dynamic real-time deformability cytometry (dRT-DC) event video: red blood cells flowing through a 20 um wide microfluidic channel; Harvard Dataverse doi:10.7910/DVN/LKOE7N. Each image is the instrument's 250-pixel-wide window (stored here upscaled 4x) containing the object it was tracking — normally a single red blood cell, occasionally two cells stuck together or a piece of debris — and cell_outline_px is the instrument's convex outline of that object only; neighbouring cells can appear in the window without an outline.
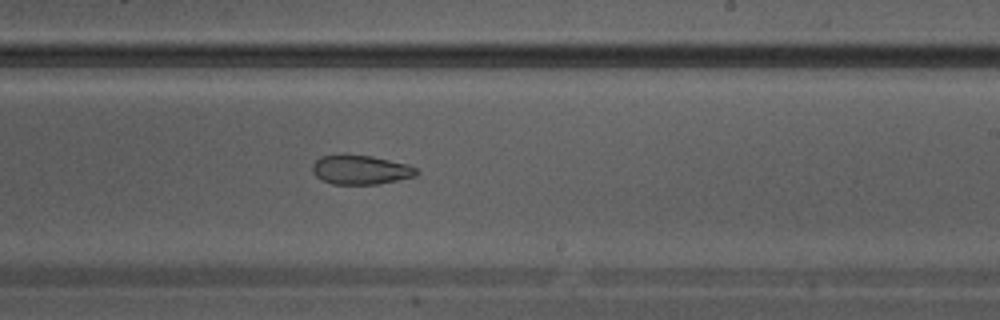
{"species": "Egyptian fruit bat (a non-hibernating species)", "species_latin": "Rousettus aegyptiacus", "temperature_condition": "warm", "stored_images_in_passage": 29, "camera_frame_rate_fps": 3000, "um_per_image_px": 0.085, "animal": {"sex": "male"}, "frame": {"image": 1, "passage_image": 17, "time_ms": 5.333, "image_size_px": [1000, 320], "cell_outline_px": [[420, 172], [416, 176], [376, 184], [332, 184], [316, 176], [312, 172], [312, 164], [320, 156], [344, 152], [372, 156], [408, 164], [416, 168]], "centroid_in_image_um": [30.62, 14.39], "position_along_channel_um": 258.4, "area_um2": 18.15}}